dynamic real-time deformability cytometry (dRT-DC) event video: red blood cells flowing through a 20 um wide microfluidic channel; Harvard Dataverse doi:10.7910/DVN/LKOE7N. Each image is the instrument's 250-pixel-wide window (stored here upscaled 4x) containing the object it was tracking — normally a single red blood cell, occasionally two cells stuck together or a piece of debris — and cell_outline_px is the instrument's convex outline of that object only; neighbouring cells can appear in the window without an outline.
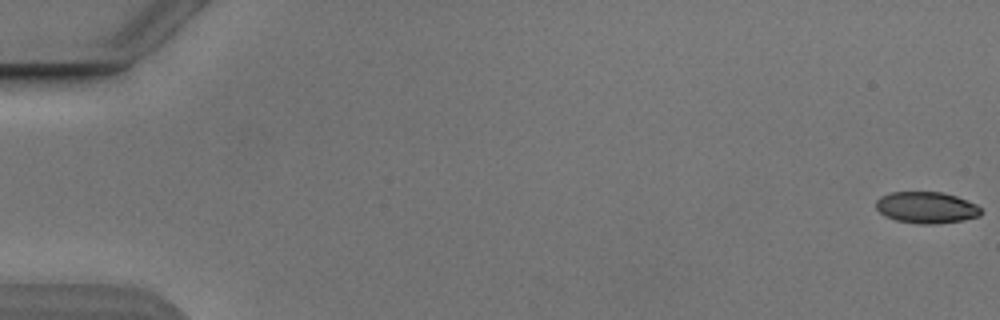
{"species": "Egyptian fruit bat (a non-hibernating species)", "species_latin": "Rousettus aegyptiacus", "temperature_condition": "cold", "stored_images_in_passage": 54, "camera_frame_rate_fps": 3000, "um_per_image_px": 0.085, "animal": {"sex": "male"}, "frame": {"image": 1, "passage_image": 1, "time_ms": 0.0, "image_size_px": [1000, 320], "cell_outline_px": [[984, 212], [980, 216], [960, 220], [936, 224], [916, 224], [896, 220], [884, 216], [876, 208], [876, 200], [880, 196], [892, 192], [944, 192], [956, 196], [976, 204]], "centroid_in_image_um": [78.74, 17.64], "position_along_channel_um": 6.3, "area_um2": 19.36}}
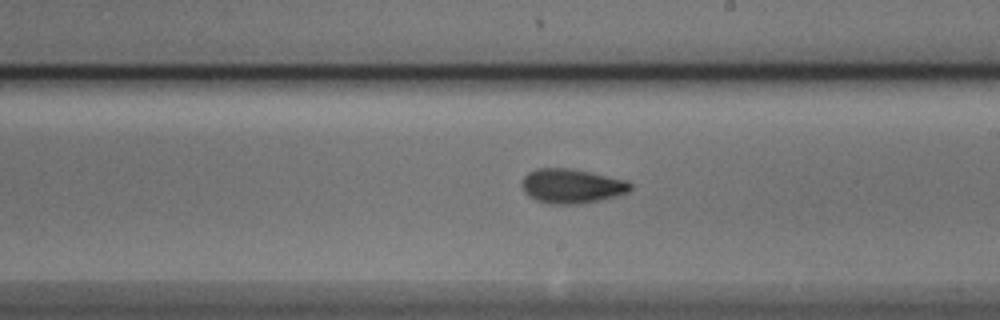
{"frame": {"image": 2, "passage_image": 32, "time_ms": 10.333, "image_size_px": [1000, 320], "cell_outline_px": [[632, 188], [628, 192], [616, 196], [600, 200], [580, 204], [552, 204], [536, 200], [528, 196], [524, 192], [520, 184], [520, 180], [528, 172], [536, 168], [572, 168], [628, 180], [632, 184]], "centroid_in_image_um": [48.58, 15.8], "position_along_channel_um": 240.4, "area_um2": 22.14}}
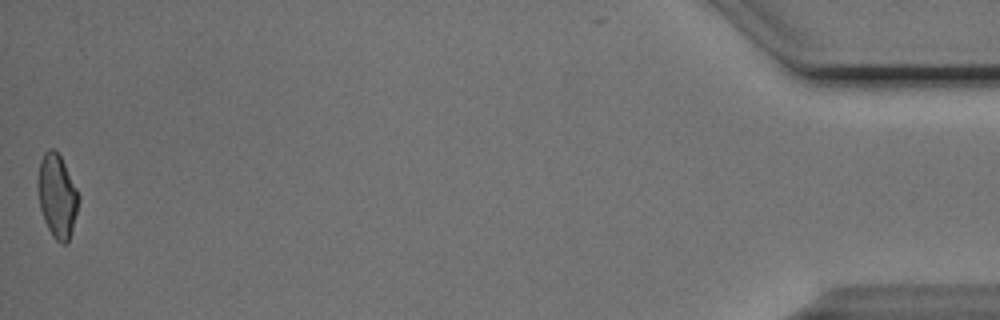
{"frame": {"image": 3, "passage_image": 54, "time_ms": 17.667, "image_size_px": [1000, 320], "cell_outline_px": [[80, 200], [72, 232], [68, 240], [64, 244], [60, 244], [52, 236], [44, 220], [40, 208], [36, 184], [40, 160], [44, 152], [48, 148], [52, 148], [60, 156], [80, 196]], "centroid_in_image_um": [4.84, 16.67], "position_along_channel_um": 430.4, "area_um2": 19.94}, "authors_computed_cell_mechanics": {"area_um2": 20.4901, "velocity_mm_per_s": 3.8763, "shape_relaxation_time_tau1_ms": 4.4444, "shape_relaxation_time_tau2_ms": 2.7905, "deformation_change_tau1": 0.1555, "deformation_change_tau2": 0.0847}}